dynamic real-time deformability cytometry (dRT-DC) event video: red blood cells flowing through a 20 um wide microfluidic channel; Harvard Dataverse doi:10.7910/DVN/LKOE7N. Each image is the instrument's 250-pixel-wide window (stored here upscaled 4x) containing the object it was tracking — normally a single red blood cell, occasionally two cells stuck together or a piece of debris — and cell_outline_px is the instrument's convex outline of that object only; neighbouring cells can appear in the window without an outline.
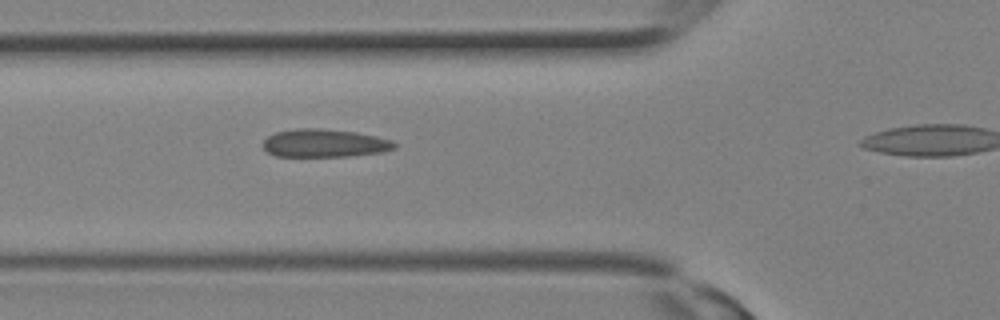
{"species": "Egyptian fruit bat (a non-hibernating species)", "species_latin": "Rousettus aegyptiacus", "temperature_condition": "room temperature", "stored_images_in_passage": 6, "segment_of_instrument_passage": [1, 2], "camera_frame_rate_fps": 3000, "um_per_image_px": 0.085, "animal": {"sex": "female"}, "frame": {"image": 1, "passage_image": 5, "time_ms": 1.333, "image_size_px": [1000, 320], "cell_outline_px": [[396, 148], [380, 152], [348, 156], [276, 156], [268, 152], [260, 144], [268, 136], [276, 132], [296, 128], [320, 128], [356, 132], [376, 136], [392, 140], [396, 144]], "centroid_in_image_um": [27.56, 12.16], "position_along_channel_um": 98.2, "area_um2": 21.5}}